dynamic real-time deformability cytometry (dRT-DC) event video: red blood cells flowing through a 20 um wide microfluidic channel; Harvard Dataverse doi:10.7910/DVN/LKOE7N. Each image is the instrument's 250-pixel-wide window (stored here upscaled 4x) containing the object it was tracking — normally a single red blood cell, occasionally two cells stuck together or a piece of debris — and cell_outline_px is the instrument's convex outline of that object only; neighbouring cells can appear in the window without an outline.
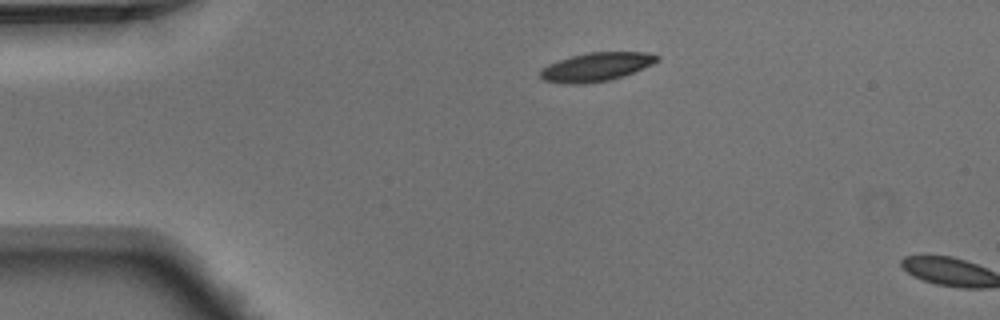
{"species": "Egyptian fruit bat (a non-hibernating species)", "species_latin": "Rousettus aegyptiacus", "temperature_condition": "warm", "stored_images_in_passage": 3, "camera_frame_rate_fps": 3000, "um_per_image_px": 0.085, "animal": {"sex": "male"}, "frame": {"image": 1, "passage_image": 3, "time_ms": 0.667, "image_size_px": [1000, 320], "cell_outline_px": [[660, 60], [652, 64], [632, 72], [608, 80], [584, 84], [568, 84], [544, 80], [540, 76], [540, 72], [548, 64], [572, 56], [588, 52], [648, 52], [660, 56]], "centroid_in_image_um": [50.7, 5.68], "position_along_channel_um": 34.3, "area_um2": 19.19}}